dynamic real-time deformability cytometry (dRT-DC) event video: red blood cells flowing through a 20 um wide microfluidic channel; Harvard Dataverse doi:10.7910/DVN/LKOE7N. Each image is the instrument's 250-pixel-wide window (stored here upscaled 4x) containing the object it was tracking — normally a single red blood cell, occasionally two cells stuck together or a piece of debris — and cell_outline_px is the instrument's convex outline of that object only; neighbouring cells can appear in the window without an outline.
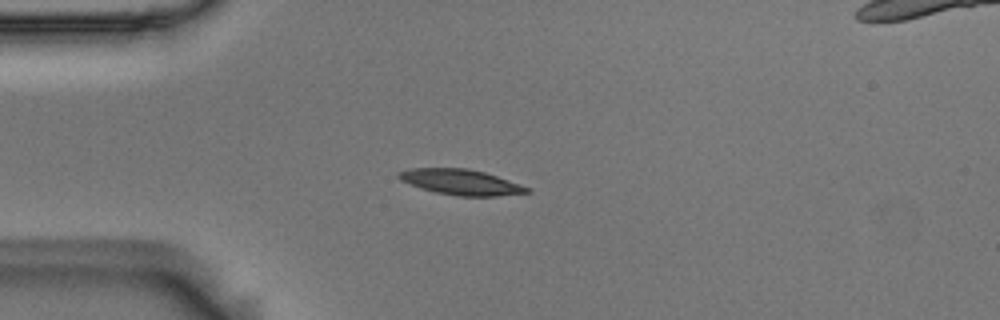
{"species": "Egyptian fruit bat (a non-hibernating species)", "species_latin": "Rousettus aegyptiacus", "temperature_condition": "room temperature", "stored_images_in_passage": 6, "camera_frame_rate_fps": 3000, "um_per_image_px": 0.085, "animal": {"sex": "male"}, "frame": {"image": 1, "passage_image": 1, "time_ms": 0.0, "image_size_px": [1000, 320], "cell_outline_px": [[532, 192], [496, 196], [460, 196], [436, 192], [420, 188], [400, 180], [396, 176], [396, 172], [408, 168], [468, 168], [484, 172], [532, 188]], "centroid_in_image_um": [39.15, 15.47], "position_along_channel_um": 45.8, "area_um2": 19.13}}
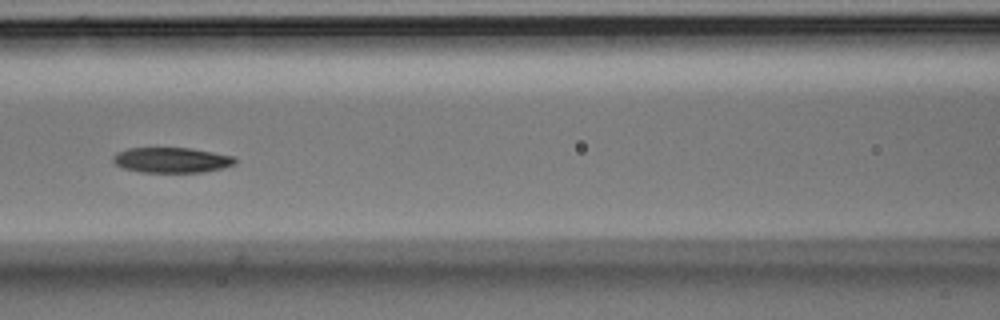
{"frame": {"image": 2, "passage_image": 4, "time_ms": 1.0, "image_size_px": [1000, 320], "cell_outline_px": [[236, 164], [204, 172], [140, 172], [124, 168], [116, 164], [112, 160], [112, 156], [116, 152], [128, 148], [192, 148], [236, 156]], "centroid_in_image_um": [14.6, 13.6], "position_along_channel_um": 152.0, "area_um2": 18.09}}
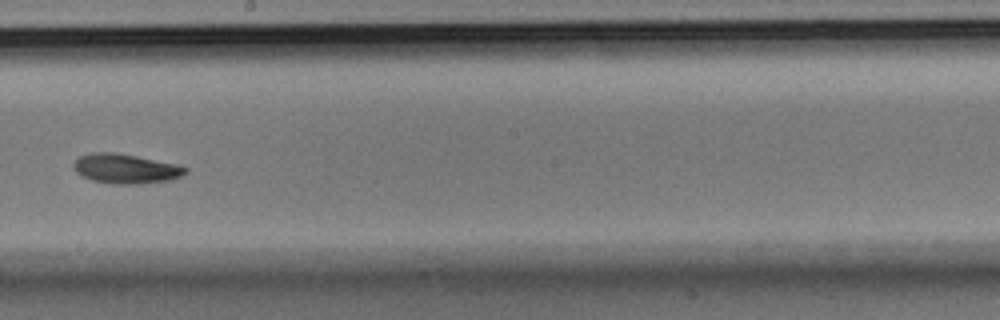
{"frame": {"image": 3, "passage_image": 6, "time_ms": 1.667, "image_size_px": [1000, 320], "cell_outline_px": [[188, 172], [180, 176], [168, 180], [140, 184], [116, 184], [92, 180], [76, 172], [72, 168], [72, 164], [80, 156], [92, 152], [112, 152], [136, 156], [176, 164], [188, 168]], "centroid_in_image_um": [10.66, 14.34], "position_along_channel_um": 237.5, "area_um2": 19.13}}